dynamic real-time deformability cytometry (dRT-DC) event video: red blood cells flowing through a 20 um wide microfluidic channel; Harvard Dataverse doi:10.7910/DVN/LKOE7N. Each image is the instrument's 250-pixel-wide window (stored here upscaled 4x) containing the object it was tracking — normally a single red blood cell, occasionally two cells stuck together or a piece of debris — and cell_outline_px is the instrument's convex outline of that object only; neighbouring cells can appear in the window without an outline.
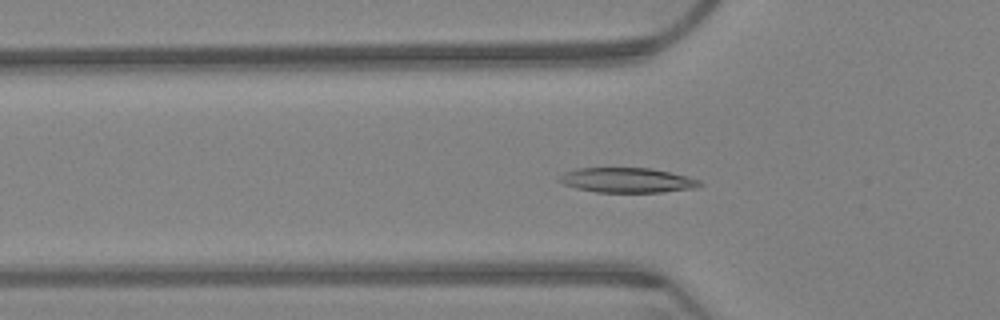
{"species": "Egyptian fruit bat (a non-hibernating species)", "species_latin": "Rousettus aegyptiacus", "temperature_condition": "warm", "stored_images_in_passage": 50, "camera_frame_rate_fps": 3000, "um_per_image_px": 0.085, "animal": {"sex": "female"}, "frame": {"image": 1, "passage_image": 18, "time_ms": 5.667, "image_size_px": [1000, 320], "cell_outline_px": [[704, 184], [696, 188], [660, 192], [596, 192], [576, 188], [564, 184], [556, 180], [564, 172], [576, 168], [652, 168], [700, 180]], "centroid_in_image_um": [53.28, 15.32], "position_along_channel_um": 72.5, "area_um2": 20.29}}
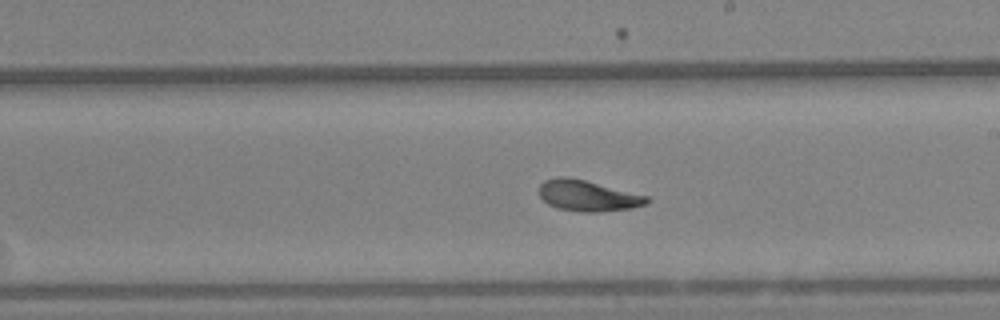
{"frame": {"image": 2, "passage_image": 34, "time_ms": 11.0, "image_size_px": [1000, 320], "cell_outline_px": [[652, 200], [648, 204], [632, 208], [600, 212], [580, 212], [556, 208], [548, 204], [540, 196], [540, 184], [544, 180], [560, 176], [564, 176], [584, 180], [648, 196]], "centroid_in_image_um": [49.98, 16.65], "position_along_channel_um": 239.0, "area_um2": 19.42}}
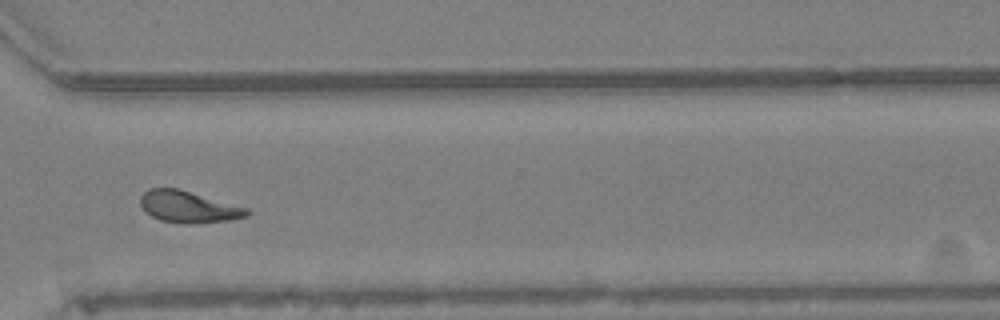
{"frame": {"image": 3, "passage_image": 45, "time_ms": 14.667, "image_size_px": [1000, 320], "cell_outline_px": [[252, 212], [248, 216], [228, 220], [192, 224], [184, 224], [160, 220], [144, 212], [140, 204], [140, 196], [148, 188], [176, 188], [248, 208]], "centroid_in_image_um": [15.99, 17.59], "position_along_channel_um": 354.6, "area_um2": 19.65}, "authors_computed_cell_mechanics": {"area_um2": 19.4786, "velocity_mm_per_s": 3.1295, "shape_relaxation_time_tau1_ms": 3.2491, "shape_relaxation_time_tau2_ms": 2.6622, "deformation_change_tau1": 0.1404, "deformation_change_tau2": 0.0925}}